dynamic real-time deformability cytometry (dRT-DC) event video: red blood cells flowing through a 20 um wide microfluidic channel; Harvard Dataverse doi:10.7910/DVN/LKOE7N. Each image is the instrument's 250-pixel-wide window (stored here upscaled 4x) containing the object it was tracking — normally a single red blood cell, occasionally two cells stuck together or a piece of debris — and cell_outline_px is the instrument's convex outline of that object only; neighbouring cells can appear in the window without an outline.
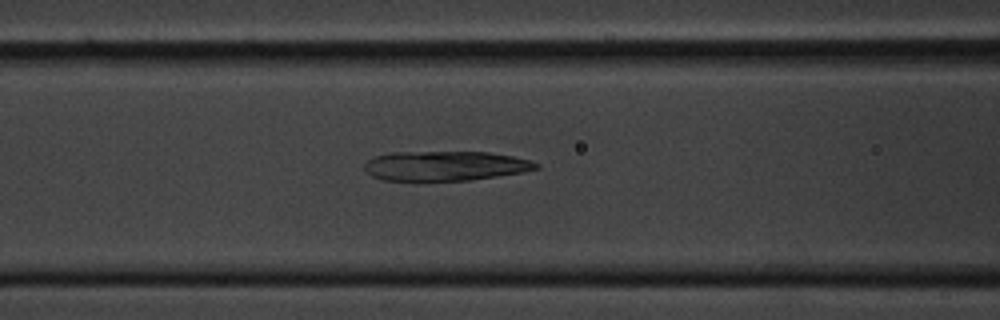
{"species": "common noctule bat (a hibernating species)", "species_latin": "Nyctalus noctula", "temperature_condition": "cold", "stored_images_in_passage": 55, "camera_frame_rate_fps": 3000, "um_per_image_px": 0.085, "animal": {"sex": "male", "body_mass_g": 20.1, "forearm_length_mm": 53.5}, "frame": {"image": 1, "passage_image": 22, "time_ms": 7.0, "image_size_px": [1000, 320], "cell_outline_px": [[540, 168], [524, 172], [468, 180], [384, 180], [372, 176], [364, 168], [364, 164], [368, 160], [376, 156], [392, 152], [488, 152], [512, 156], [528, 160], [540, 164]], "centroid_in_image_um": [37.86, 14.09], "position_along_channel_um": 128.7, "area_um2": 29.42}}
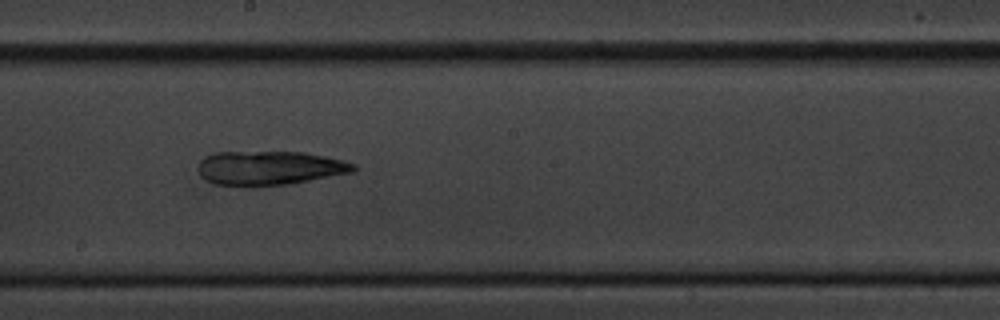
{"frame": {"image": 2, "passage_image": 30, "time_ms": 9.667, "image_size_px": [1000, 320], "cell_outline_px": [[356, 172], [288, 184], [256, 188], [248, 188], [212, 184], [204, 180], [200, 176], [200, 160], [204, 156], [216, 152], [304, 152], [344, 160], [356, 164]], "centroid_in_image_um": [22.9, 14.31], "position_along_channel_um": 225.3, "area_um2": 31.67}}
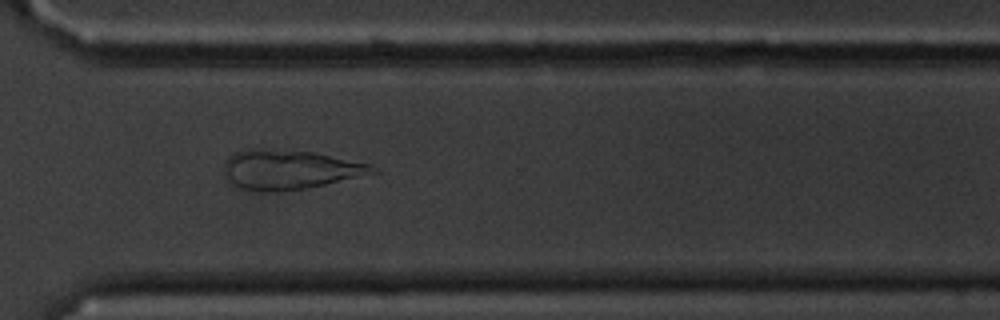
{"frame": {"image": 3, "passage_image": 40, "time_ms": 13.0, "image_size_px": [1000, 320], "cell_outline_px": [[380, 172], [308, 188], [244, 188], [228, 180], [224, 172], [224, 160], [228, 156], [236, 152], [312, 152], [372, 164], [380, 168]], "centroid_in_image_um": [24.78, 14.41], "position_along_channel_um": 345.8, "area_um2": 31.91}}